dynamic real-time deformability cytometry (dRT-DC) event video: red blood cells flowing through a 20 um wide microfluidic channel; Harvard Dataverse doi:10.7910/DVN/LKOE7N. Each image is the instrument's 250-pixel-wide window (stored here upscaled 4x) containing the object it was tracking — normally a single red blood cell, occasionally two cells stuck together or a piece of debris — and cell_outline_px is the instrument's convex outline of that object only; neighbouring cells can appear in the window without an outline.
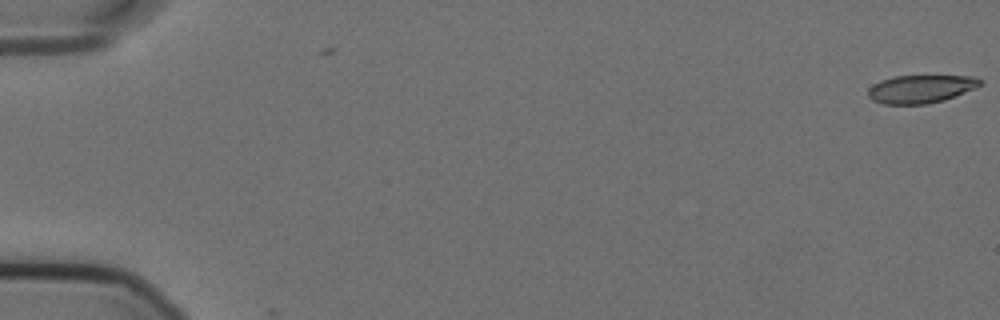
{"species": "Egyptian fruit bat (a non-hibernating species)", "species_latin": "Rousettus aegyptiacus", "temperature_condition": "cold", "stored_images_in_passage": 3, "camera_frame_rate_fps": 3000, "um_per_image_px": 0.085, "animal": {"sex": "female"}, "frame": {"image": 1, "passage_image": 1, "time_ms": 0.0, "image_size_px": [1000, 320], "cell_outline_px": [[984, 80], [976, 88], [944, 100], [928, 104], [884, 104], [872, 100], [868, 96], [868, 88], [872, 84], [880, 80], [892, 76], [976, 76]], "centroid_in_image_um": [78.26, 7.55], "position_along_channel_um": 6.7, "area_um2": 18.5}}